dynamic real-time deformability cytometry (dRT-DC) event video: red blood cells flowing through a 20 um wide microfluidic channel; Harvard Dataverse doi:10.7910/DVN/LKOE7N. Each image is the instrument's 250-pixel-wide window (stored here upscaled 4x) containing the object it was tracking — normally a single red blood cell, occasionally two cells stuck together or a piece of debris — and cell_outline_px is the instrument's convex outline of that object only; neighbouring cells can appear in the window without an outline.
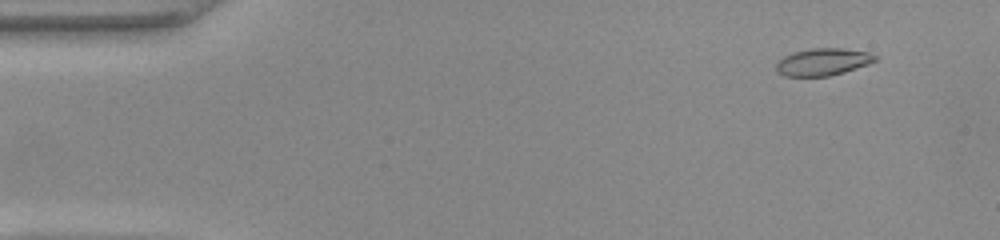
{"species": "common noctule bat (a hibernating species)", "species_latin": "Nyctalus noctula", "temperature_condition": "warm", "stored_images_in_passage": 50, "camera_frame_rate_fps": 3000, "um_per_image_px": 0.085, "animal": {"sex": "female", "body_mass_g": 22.0, "forearm_length_mm": 56.7}, "frame": {"image": 1, "passage_image": 2, "time_ms": 0.333, "image_size_px": [1000, 240], "cell_outline_px": [[880, 56], [876, 60], [868, 64], [844, 72], [828, 76], [784, 76], [776, 72], [776, 64], [784, 56], [792, 52], [812, 48], [840, 48], [868, 52]], "centroid_in_image_um": [69.94, 5.26], "position_along_channel_um": 15.1, "area_um2": 15.72}}
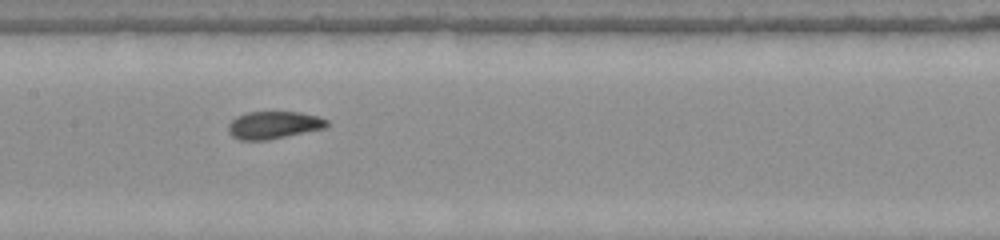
{"frame": {"image": 2, "passage_image": 23, "time_ms": 7.333, "image_size_px": [1000, 240], "cell_outline_px": [[328, 124], [324, 128], [268, 140], [240, 140], [232, 136], [228, 132], [228, 124], [236, 116], [248, 112], [300, 112], [320, 116], [328, 120]], "centroid_in_image_um": [23.25, 10.62], "position_along_channel_um": 184.1, "area_um2": 15.84}}
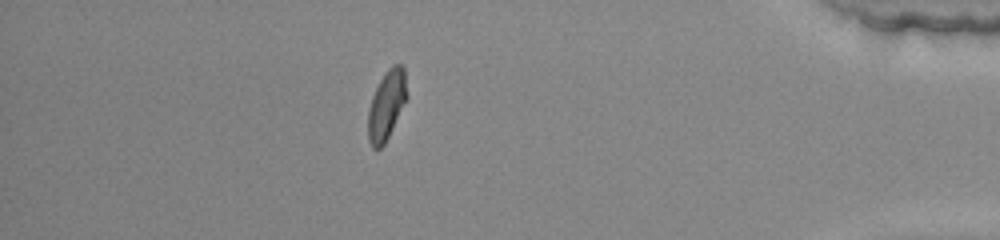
{"frame": {"image": 3, "passage_image": 43, "time_ms": 14.0, "image_size_px": [1000, 240], "cell_outline_px": [[408, 96], [384, 144], [380, 148], [372, 148], [368, 140], [368, 108], [372, 96], [384, 72], [392, 64], [400, 64], [404, 68]], "centroid_in_image_um": [32.85, 8.9], "position_along_channel_um": 402.4, "area_um2": 15.61}}